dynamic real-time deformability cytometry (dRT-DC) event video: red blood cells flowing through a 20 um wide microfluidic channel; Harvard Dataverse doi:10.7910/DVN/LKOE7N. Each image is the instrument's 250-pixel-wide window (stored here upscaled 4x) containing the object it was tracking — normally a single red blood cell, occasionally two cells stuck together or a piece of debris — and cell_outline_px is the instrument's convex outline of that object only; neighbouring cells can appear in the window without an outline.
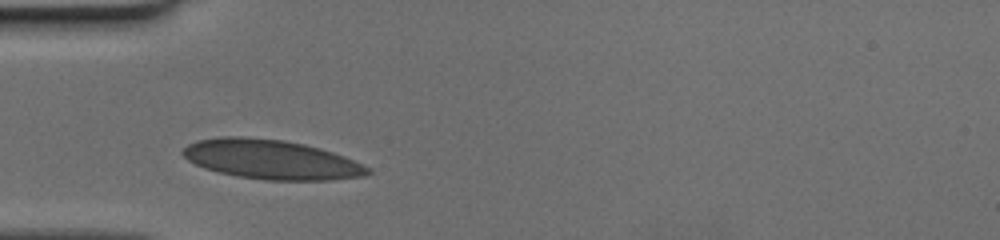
{"species": "human", "species_latin": "Homo sapiens", "temperature_condition": "cold", "stored_images_in_passage": 25, "camera_frame_rate_fps": 3000, "um_per_image_px": 0.085, "donor": {"sex": "female"}, "frame": {"image": 1, "passage_image": 1, "time_ms": 0.0, "image_size_px": [1000, 240], "cell_outline_px": [[372, 172], [364, 176], [328, 180], [264, 180], [240, 176], [220, 172], [204, 168], [188, 160], [180, 152], [188, 144], [196, 140], [224, 136], [248, 136], [284, 140], [304, 144], [320, 148], [344, 156], [372, 168]], "centroid_in_image_um": [23.06, 13.54], "position_along_channel_um": 61.9, "area_um2": 42.54}}
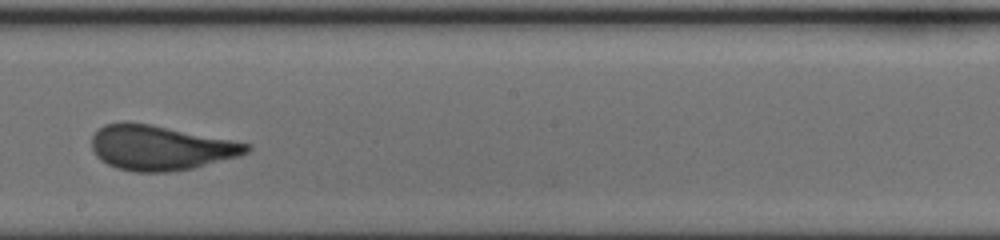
{"frame": {"image": 2, "passage_image": 14, "time_ms": 4.333, "image_size_px": [1000, 240], "cell_outline_px": [[252, 148], [248, 152], [240, 156], [192, 168], [168, 172], [132, 172], [116, 168], [100, 160], [96, 156], [92, 148], [92, 136], [104, 124], [148, 124], [232, 140], [252, 144]], "centroid_in_image_um": [13.66, 12.59], "position_along_channel_um": 234.5, "area_um2": 39.88}}
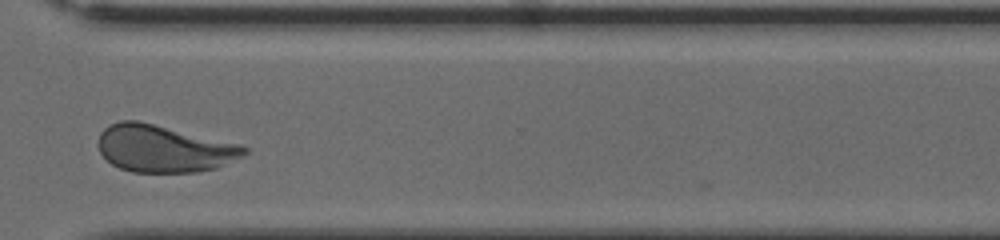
{"frame": {"image": 3, "passage_image": 23, "time_ms": 7.333, "image_size_px": [1000, 240], "cell_outline_px": [[248, 152], [244, 156], [216, 168], [200, 172], [132, 172], [120, 168], [112, 164], [100, 152], [96, 144], [100, 132], [108, 124], [120, 120], [136, 120], [240, 144], [248, 148]], "centroid_in_image_um": [13.91, 12.63], "position_along_channel_um": 356.7, "area_um2": 40.23}}